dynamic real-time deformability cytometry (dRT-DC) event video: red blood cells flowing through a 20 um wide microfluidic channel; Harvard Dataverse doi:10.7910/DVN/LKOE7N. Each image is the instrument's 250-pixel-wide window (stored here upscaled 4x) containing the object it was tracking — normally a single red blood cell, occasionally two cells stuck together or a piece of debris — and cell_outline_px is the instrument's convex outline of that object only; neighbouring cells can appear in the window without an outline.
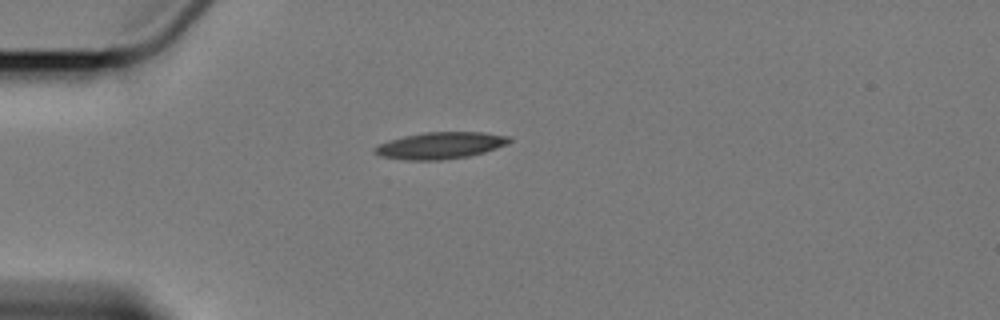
{"species": "Egyptian fruit bat (a non-hibernating species)", "species_latin": "Rousettus aegyptiacus", "temperature_condition": "cold", "stored_images_in_passage": 6, "camera_frame_rate_fps": 3000, "um_per_image_px": 0.085, "animal": {"sex": "female"}, "frame": {"image": 1, "passage_image": 1, "time_ms": 0.0, "image_size_px": [1000, 320], "cell_outline_px": [[512, 140], [508, 144], [484, 152], [468, 156], [440, 160], [404, 160], [380, 156], [372, 152], [372, 148], [380, 144], [404, 136], [424, 132], [484, 132], [512, 136]], "centroid_in_image_um": [37.45, 12.36], "position_along_channel_um": 47.5, "area_um2": 21.04}}
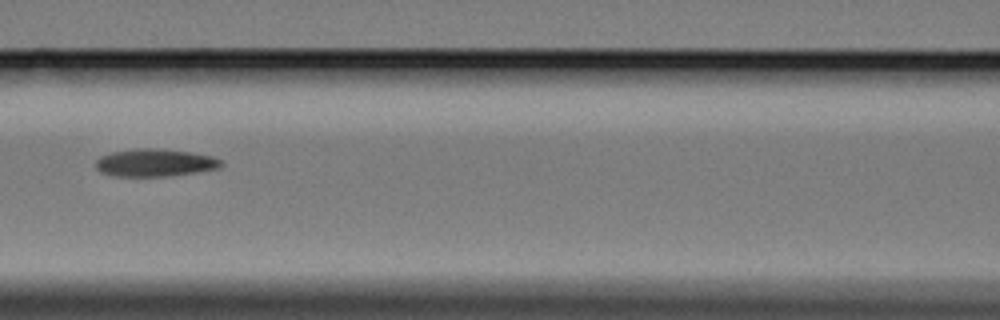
{"frame": {"image": 2, "passage_image": 4, "time_ms": 3.667, "image_size_px": [1000, 320], "cell_outline_px": [[224, 164], [216, 168], [192, 172], [164, 176], [112, 176], [100, 172], [96, 168], [96, 160], [100, 156], [112, 152], [136, 148], [160, 148], [188, 152], [212, 156], [220, 160]], "centroid_in_image_um": [13.09, 13.82], "position_along_channel_um": 153.5, "area_um2": 19.94}}
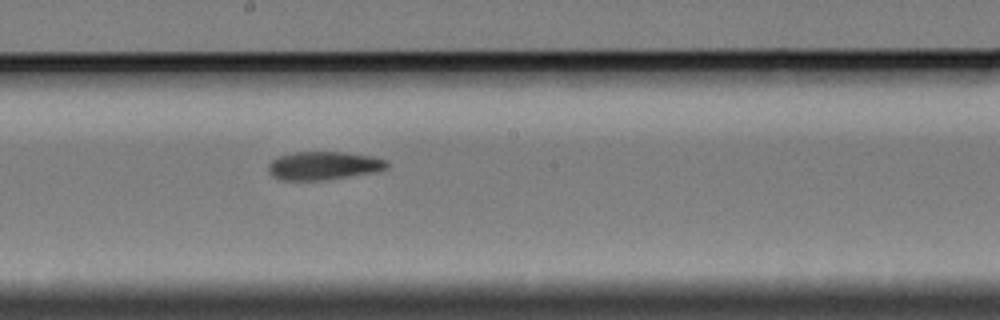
{"frame": {"image": 3, "passage_image": 6, "time_ms": 5.667, "image_size_px": [1000, 320], "cell_outline_px": [[388, 168], [376, 172], [324, 180], [280, 180], [272, 176], [268, 172], [268, 164], [272, 160], [280, 156], [296, 152], [344, 152], [372, 156], [388, 160]], "centroid_in_image_um": [27.52, 14.08], "position_along_channel_um": 220.7, "area_um2": 19.65}}